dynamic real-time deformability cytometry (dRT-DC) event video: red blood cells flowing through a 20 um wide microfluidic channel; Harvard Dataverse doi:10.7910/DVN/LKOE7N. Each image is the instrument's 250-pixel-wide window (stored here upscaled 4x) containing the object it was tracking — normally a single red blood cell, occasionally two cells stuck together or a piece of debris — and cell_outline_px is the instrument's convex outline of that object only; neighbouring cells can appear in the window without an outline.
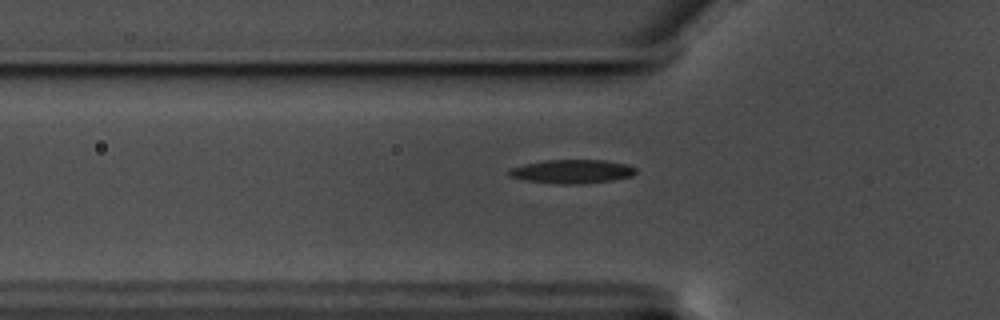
{"species": "common noctule bat (a hibernating species)", "species_latin": "Nyctalus noctula", "temperature_condition": "warm", "stored_images_in_passage": 42, "camera_frame_rate_fps": 3000, "um_per_image_px": 0.085, "animal": {"sex": "male", "body_mass_g": 17.5, "forearm_length_mm": 52.3}, "frame": {"image": 1, "passage_image": 8, "time_ms": 2.333, "image_size_px": [1000, 320], "cell_outline_px": [[636, 172], [632, 176], [612, 180], [580, 184], [556, 184], [524, 180], [508, 176], [508, 168], [524, 164], [544, 160], [604, 160], [628, 164], [636, 168]], "centroid_in_image_um": [48.59, 14.57], "position_along_channel_um": 77.2, "area_um2": 17.74}}
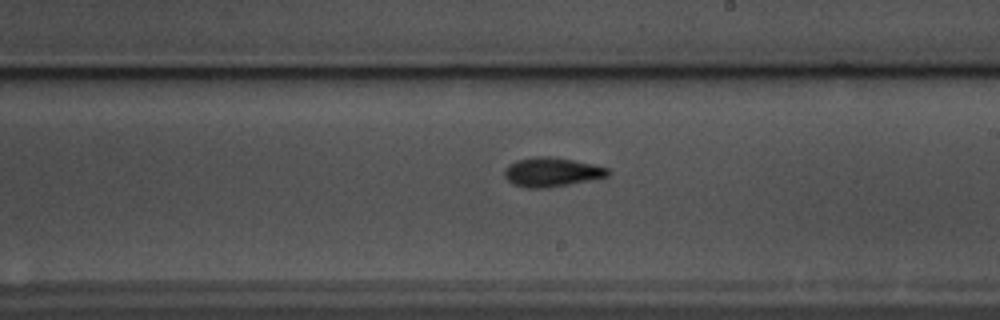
{"frame": {"image": 2, "passage_image": 22, "time_ms": 7.0, "image_size_px": [1000, 320], "cell_outline_px": [[608, 176], [548, 188], [524, 188], [512, 184], [504, 176], [504, 168], [508, 164], [516, 160], [536, 156], [552, 156], [592, 164], [608, 168]], "centroid_in_image_um": [46.82, 14.62], "position_along_channel_um": 242.2, "area_um2": 17.57}}
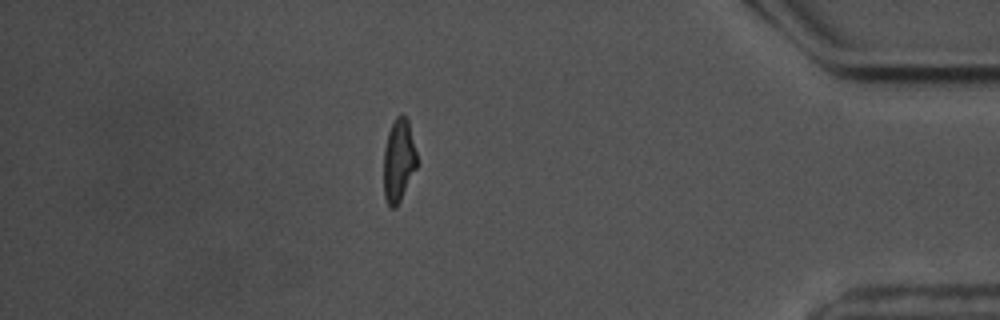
{"frame": {"image": 3, "passage_image": 39, "time_ms": 12.667, "image_size_px": [1000, 320], "cell_outline_px": [[416, 168], [396, 208], [388, 208], [384, 196], [384, 148], [388, 132], [396, 116], [400, 112], [408, 120], [416, 152]], "centroid_in_image_um": [33.86, 13.65], "position_along_channel_um": 401.3, "area_um2": 15.95}}